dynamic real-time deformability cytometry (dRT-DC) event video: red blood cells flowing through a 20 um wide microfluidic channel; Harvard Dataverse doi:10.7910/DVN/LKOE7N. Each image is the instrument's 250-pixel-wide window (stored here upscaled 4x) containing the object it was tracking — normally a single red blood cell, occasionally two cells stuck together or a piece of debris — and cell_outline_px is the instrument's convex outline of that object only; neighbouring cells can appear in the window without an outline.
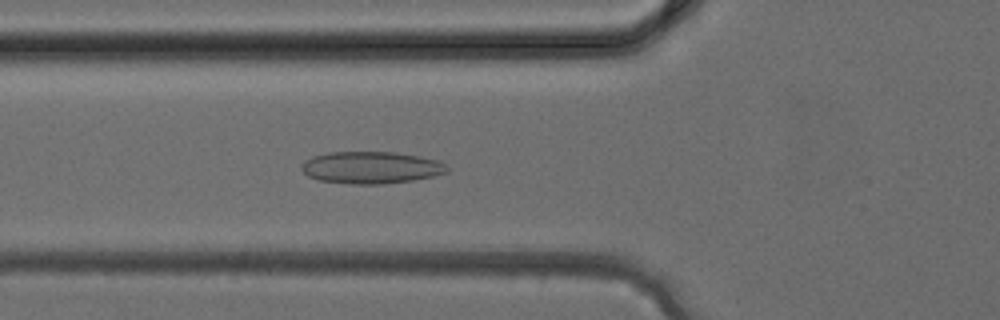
{"species": "common noctule bat (a hibernating species)", "species_latin": "Nyctalus noctula", "temperature_condition": "cold", "stored_images_in_passage": 37, "camera_frame_rate_fps": 3000, "um_per_image_px": 0.085, "animal": {"sex": "female", "body_mass_g": 24.6, "forearm_length_mm": 56.2}, "frame": {"image": 1, "passage_image": 13, "time_ms": 4.0, "image_size_px": [1000, 320], "cell_outline_px": [[448, 172], [432, 176], [412, 180], [384, 184], [352, 184], [320, 180], [308, 176], [300, 168], [300, 164], [304, 160], [312, 156], [328, 152], [396, 152], [420, 156], [440, 160], [448, 168]], "centroid_in_image_um": [31.53, 14.23], "position_along_channel_um": 94.3, "area_um2": 27.34}}
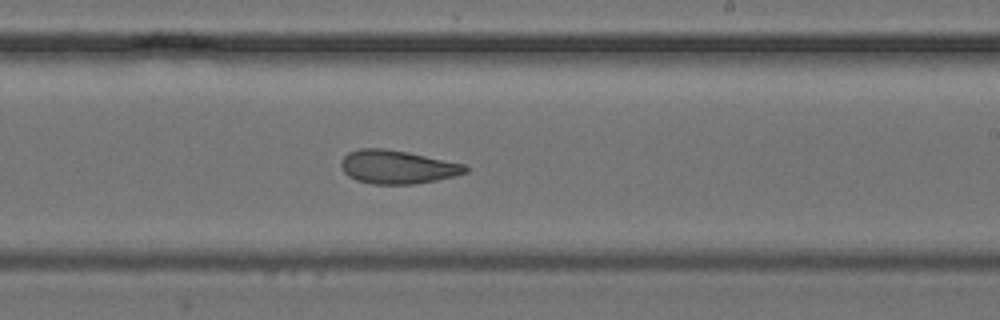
{"frame": {"image": 2, "passage_image": 22, "time_ms": 7.0, "image_size_px": [1000, 320], "cell_outline_px": [[468, 172], [456, 176], [436, 180], [412, 184], [372, 184], [356, 180], [348, 176], [344, 172], [340, 164], [340, 160], [348, 152], [360, 148], [384, 148], [408, 152], [464, 164], [468, 168]], "centroid_in_image_um": [33.75, 14.19], "position_along_channel_um": 255.2, "area_um2": 24.33}}
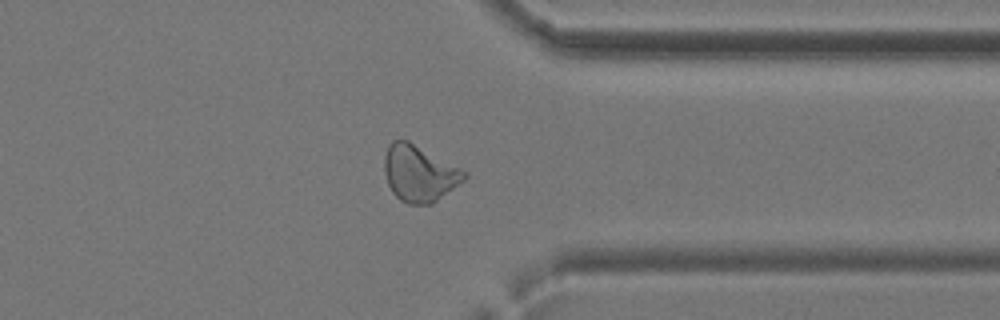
{"frame": {"image": 3, "passage_image": 29, "time_ms": 9.333, "image_size_px": [1000, 320], "cell_outline_px": [[468, 176], [464, 180], [432, 204], [408, 204], [400, 200], [392, 192], [388, 184], [384, 172], [384, 156], [388, 144], [392, 140], [408, 140], [468, 172]], "centroid_in_image_um": [35.62, 14.73], "position_along_channel_um": 375.8, "area_um2": 26.24}}